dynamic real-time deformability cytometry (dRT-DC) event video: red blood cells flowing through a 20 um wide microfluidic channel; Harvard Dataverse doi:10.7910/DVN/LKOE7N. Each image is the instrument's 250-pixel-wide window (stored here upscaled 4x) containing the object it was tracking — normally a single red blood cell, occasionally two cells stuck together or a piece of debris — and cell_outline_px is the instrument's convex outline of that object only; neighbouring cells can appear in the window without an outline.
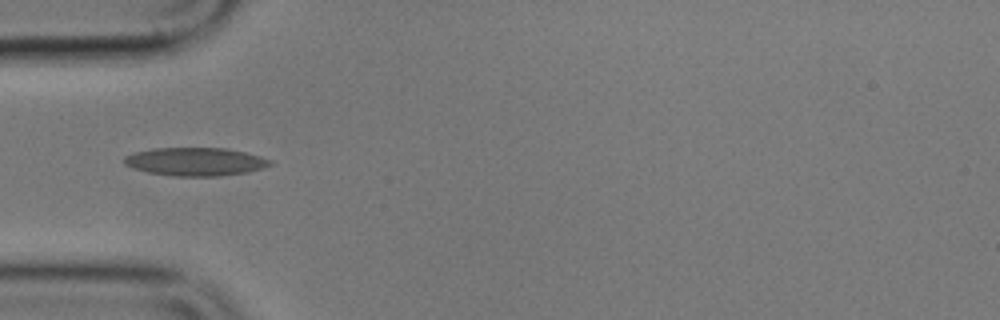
{"species": "common noctule bat (a hibernating species)", "species_latin": "Nyctalus noctula", "temperature_condition": "cold", "stored_images_in_passage": 6, "camera_frame_rate_fps": 3000, "um_per_image_px": 0.085, "animal": {"sex": "male", "body_mass_g": 17.9}, "frame": {"image": 1, "passage_image": 5, "time_ms": 5.333, "image_size_px": [1000, 320], "cell_outline_px": [[272, 164], [264, 168], [248, 172], [216, 176], [172, 176], [148, 172], [132, 168], [124, 164], [124, 156], [136, 152], [156, 148], [224, 148], [244, 152], [260, 156], [272, 160]], "centroid_in_image_um": [16.61, 13.74], "position_along_channel_um": 68.4, "area_um2": 23.93}}
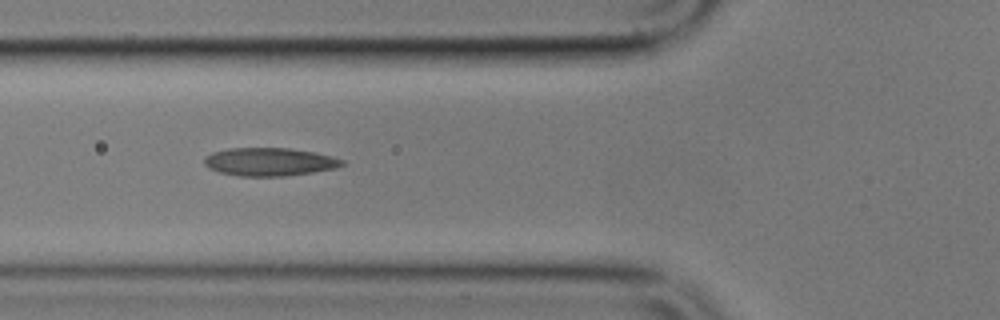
{"frame": {"image": 2, "passage_image": 6, "time_ms": 6.333, "image_size_px": [1000, 320], "cell_outline_px": [[344, 164], [336, 168], [312, 172], [284, 176], [240, 176], [220, 172], [204, 164], [204, 156], [212, 152], [228, 148], [288, 148], [312, 152], [332, 156], [344, 160]], "centroid_in_image_um": [22.9, 13.75], "position_along_channel_um": 102.9, "area_um2": 22.43}}